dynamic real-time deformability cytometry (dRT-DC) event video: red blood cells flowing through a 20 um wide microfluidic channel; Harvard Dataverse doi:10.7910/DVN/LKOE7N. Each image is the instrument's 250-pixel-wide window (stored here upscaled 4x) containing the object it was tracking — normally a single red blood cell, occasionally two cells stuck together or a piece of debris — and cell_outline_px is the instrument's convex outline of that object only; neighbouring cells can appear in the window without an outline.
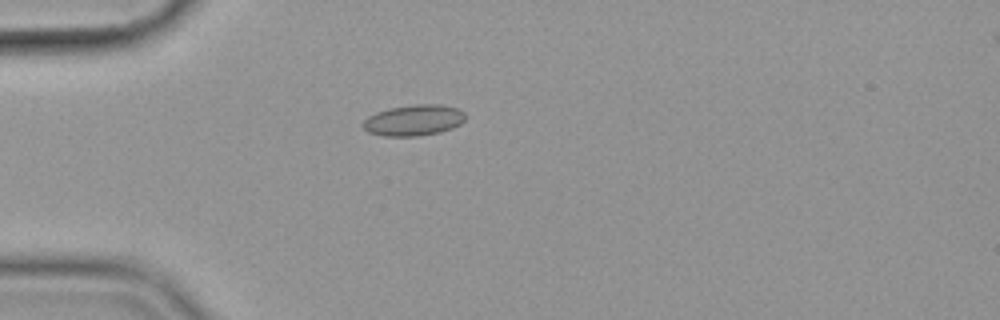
{"species": "common noctule bat (a hibernating species)", "species_latin": "Nyctalus noctula", "temperature_condition": "cold", "stored_images_in_passage": 42, "camera_frame_rate_fps": 3000, "um_per_image_px": 0.085, "animal": {"sex": "female", "body_mass_g": 19.9}, "frame": {"image": 1, "passage_image": 1, "time_ms": 0.0, "image_size_px": [1000, 320], "cell_outline_px": [[464, 120], [460, 124], [452, 128], [440, 132], [420, 136], [384, 136], [368, 132], [360, 124], [368, 116], [376, 112], [388, 108], [416, 104], [440, 104], [460, 108], [464, 112]], "centroid_in_image_um": [35.16, 10.21], "position_along_channel_um": 49.8, "area_um2": 18.67}}
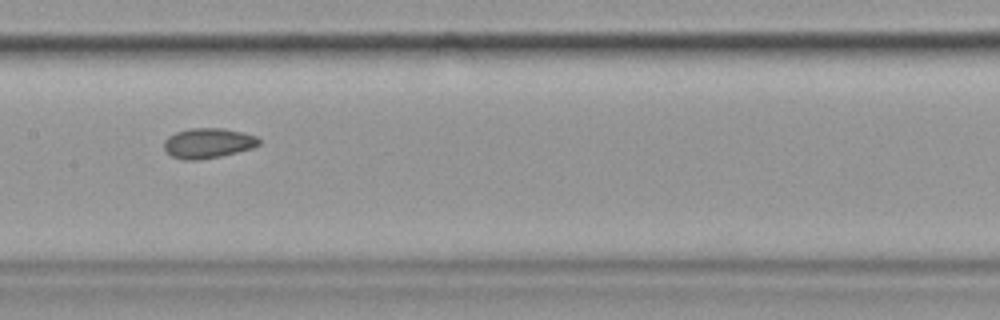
{"frame": {"image": 2, "passage_image": 14, "time_ms": 4.333, "image_size_px": [1000, 320], "cell_outline_px": [[260, 144], [252, 148], [220, 156], [196, 160], [184, 160], [172, 156], [164, 148], [164, 140], [168, 136], [176, 132], [188, 128], [224, 128], [244, 132], [256, 136], [260, 140]], "centroid_in_image_um": [17.68, 12.15], "position_along_channel_um": 189.7, "area_um2": 16.65}}
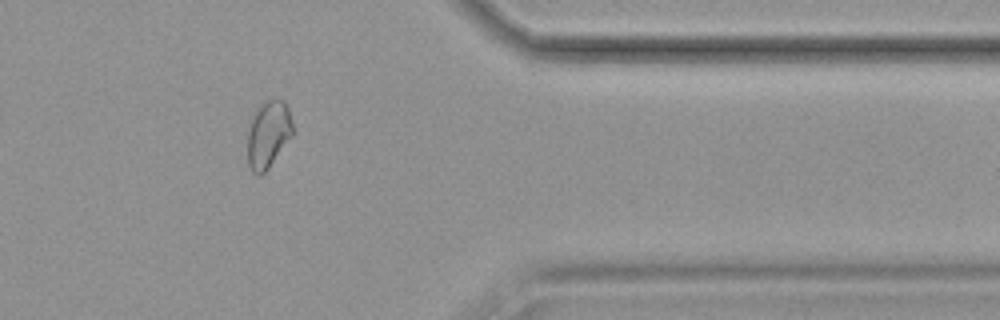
{"frame": {"image": 3, "passage_image": 32, "time_ms": 10.333, "image_size_px": [1000, 320], "cell_outline_px": [[292, 136], [268, 168], [260, 176], [256, 176], [252, 172], [248, 164], [248, 132], [252, 116], [268, 100], [284, 100], [288, 108], [292, 124]], "centroid_in_image_um": [22.79, 11.47], "position_along_channel_um": 388.6, "area_um2": 17.28}, "authors_computed_cell_mechanics": {"area_um2": 16.8776, "velocity_mm_per_s": 3.5695, "shape_relaxation_time_tau1_ms": null, "shape_relaxation_time_tau2_ms": 2.1067, "deformation_change_tau1": null, "deformation_change_tau2": 0.0544}}